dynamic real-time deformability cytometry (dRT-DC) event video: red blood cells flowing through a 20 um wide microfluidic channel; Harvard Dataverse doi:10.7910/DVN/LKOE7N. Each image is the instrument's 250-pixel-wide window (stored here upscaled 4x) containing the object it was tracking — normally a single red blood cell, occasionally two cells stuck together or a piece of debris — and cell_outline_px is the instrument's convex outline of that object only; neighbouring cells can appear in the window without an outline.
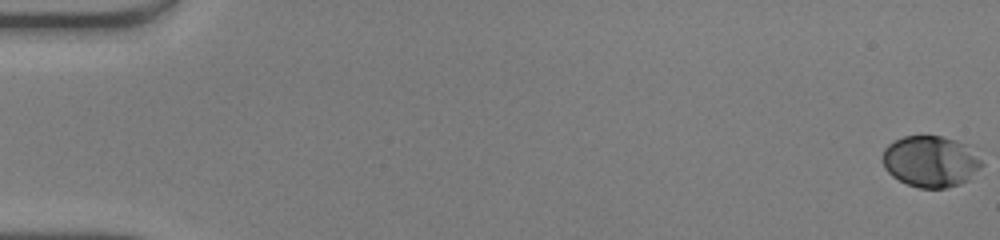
{"species": "human", "species_latin": "Homo sapiens", "temperature_condition": "warm", "stored_images_in_passage": 51, "camera_frame_rate_fps": 3000, "um_per_image_px": 0.085, "donor": {"sex": "male"}, "frame": {"image": 1, "passage_image": 1, "time_ms": 0.0, "image_size_px": [1000, 240], "cell_outline_px": [[984, 164], [968, 180], [960, 184], [944, 188], [920, 188], [908, 184], [892, 176], [884, 168], [884, 148], [888, 144], [904, 136], [940, 136], [956, 140], [968, 144]], "centroid_in_image_um": [79.12, 13.72], "position_along_channel_um": 5.9, "area_um2": 29.54}}
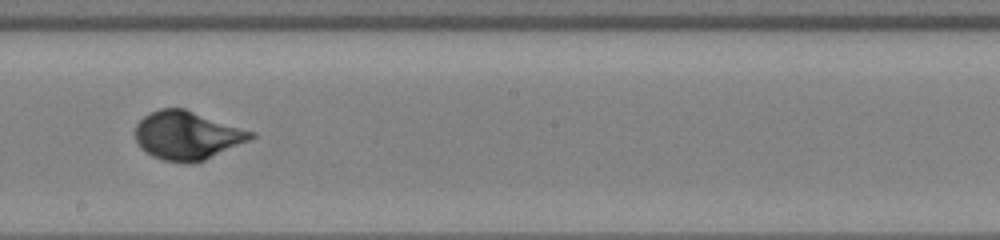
{"frame": {"image": 2, "passage_image": 30, "time_ms": 9.667, "image_size_px": [1000, 240], "cell_outline_px": [[256, 136], [248, 140], [204, 160], [192, 164], [184, 164], [164, 160], [152, 156], [140, 148], [136, 140], [136, 124], [144, 116], [160, 108], [184, 108], [256, 132]], "centroid_in_image_um": [15.9, 11.51], "position_along_channel_um": 232.3, "area_um2": 32.6}}
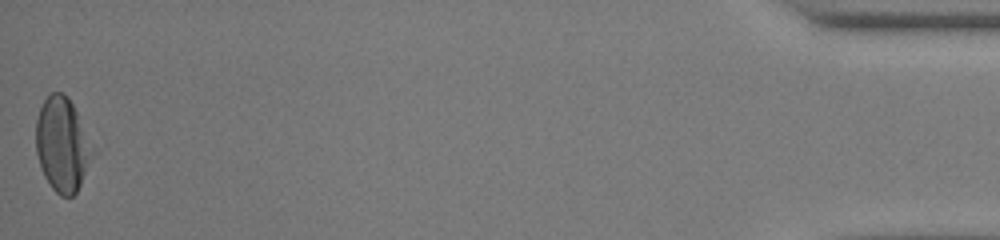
{"frame": {"image": 3, "passage_image": 51, "time_ms": 16.667, "image_size_px": [1000, 240], "cell_outline_px": [[88, 156], [84, 172], [80, 184], [76, 192], [72, 196], [60, 196], [52, 188], [44, 176], [36, 152], [36, 120], [40, 108], [44, 100], [52, 92], [60, 92], [68, 96], [76, 112]], "centroid_in_image_um": [5.15, 12.28], "position_along_channel_um": 430.1, "area_um2": 28.78}, "authors_computed_cell_mechanics": {"area_um2": 30.345, "velocity_mm_per_s": 4.1713, "shape_relaxation_time_tau1_ms": 3.2198, "shape_relaxation_time_tau2_ms": null, "deformation_change_tau1": 0.1709, "deformation_change_tau2": null}}